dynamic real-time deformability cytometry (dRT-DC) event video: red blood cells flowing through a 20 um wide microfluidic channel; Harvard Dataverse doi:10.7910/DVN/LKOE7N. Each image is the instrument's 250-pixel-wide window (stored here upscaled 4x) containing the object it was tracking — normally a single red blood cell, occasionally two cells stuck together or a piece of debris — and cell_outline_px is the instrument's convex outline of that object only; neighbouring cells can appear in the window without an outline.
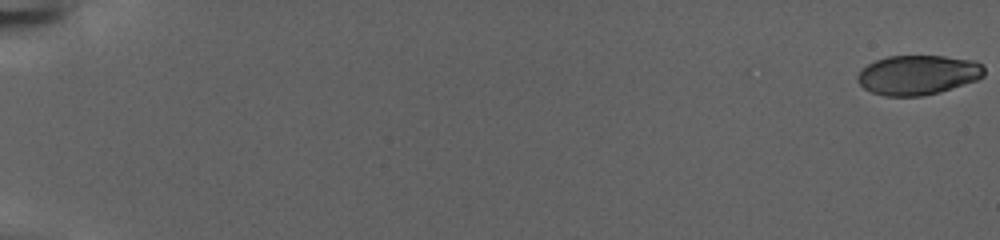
{"species": "human", "species_latin": "Homo sapiens", "temperature_condition": "warm", "stored_images_in_passage": 154, "camera_frame_rate_fps": 3000, "um_per_image_px": 0.085, "donor": {"sex": "female"}, "frame": {"image": 1, "passage_image": 1, "time_ms": 0.0, "image_size_px": [1000, 240], "cell_outline_px": [[984, 76], [976, 80], [940, 92], [920, 96], [884, 96], [872, 92], [864, 88], [856, 80], [856, 76], [860, 68], [876, 60], [888, 56], [944, 56], [976, 60], [984, 68]], "centroid_in_image_um": [77.99, 6.36], "position_along_channel_um": 7.0, "area_um2": 29.36}}
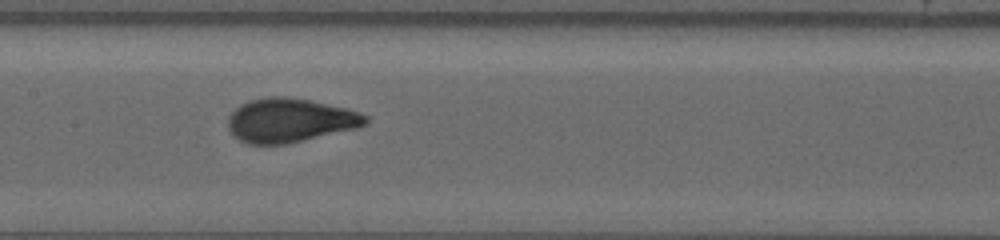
{"frame": {"image": 2, "passage_image": 84, "time_ms": 27.667, "image_size_px": [1000, 240], "cell_outline_px": [[368, 124], [356, 128], [288, 144], [248, 144], [232, 136], [228, 128], [228, 116], [240, 104], [248, 100], [268, 96], [284, 96], [308, 100], [344, 108], [360, 112], [368, 116]], "centroid_in_image_um": [24.61, 10.23], "position_along_channel_um": 182.8, "area_um2": 35.32}}
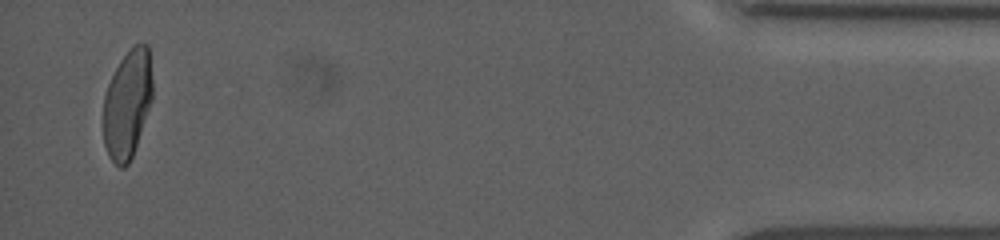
{"frame": {"image": 3, "passage_image": 150, "time_ms": 49.667, "image_size_px": [1000, 240], "cell_outline_px": [[152, 100], [132, 156], [128, 164], [124, 168], [120, 168], [108, 156], [104, 144], [104, 96], [108, 84], [120, 60], [132, 44], [148, 44], [152, 80]], "centroid_in_image_um": [10.83, 8.83], "position_along_channel_um": 424.4, "area_um2": 30.92}}